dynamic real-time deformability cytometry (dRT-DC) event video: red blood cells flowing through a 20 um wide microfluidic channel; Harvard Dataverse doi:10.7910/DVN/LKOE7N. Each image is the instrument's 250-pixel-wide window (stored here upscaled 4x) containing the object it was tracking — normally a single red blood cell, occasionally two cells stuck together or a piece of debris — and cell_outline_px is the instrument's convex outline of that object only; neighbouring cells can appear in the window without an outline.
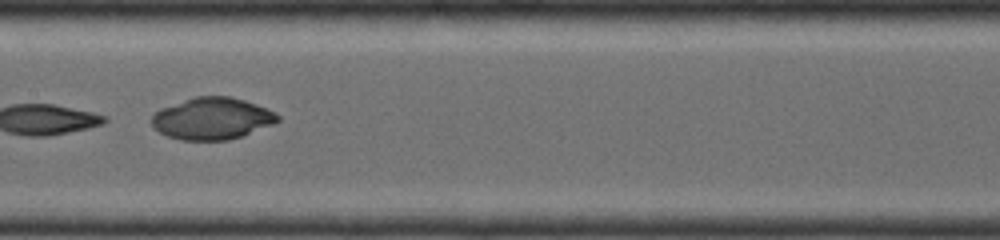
{"species": "common noctule bat (a hibernating species)", "species_latin": "Nyctalus noctula", "temperature_condition": "room temperature", "stored_images_in_passage": 14, "camera_frame_rate_fps": 4000, "um_per_image_px": 0.085, "animal": {"sex": "female", "body_mass_g": 19.0, "forearm_length_mm": 56.7}, "frame": {"image": 1, "passage_image": 7, "time_ms": 3.75, "image_size_px": [1000, 240], "cell_outline_px": [[280, 120], [272, 124], [240, 136], [228, 140], [180, 140], [168, 136], [160, 132], [152, 124], [152, 116], [160, 108], [196, 96], [228, 96], [244, 100], [268, 108], [276, 112], [280, 116]], "centroid_in_image_um": [18.04, 10.07], "position_along_channel_um": 189.4, "area_um2": 30.52}}